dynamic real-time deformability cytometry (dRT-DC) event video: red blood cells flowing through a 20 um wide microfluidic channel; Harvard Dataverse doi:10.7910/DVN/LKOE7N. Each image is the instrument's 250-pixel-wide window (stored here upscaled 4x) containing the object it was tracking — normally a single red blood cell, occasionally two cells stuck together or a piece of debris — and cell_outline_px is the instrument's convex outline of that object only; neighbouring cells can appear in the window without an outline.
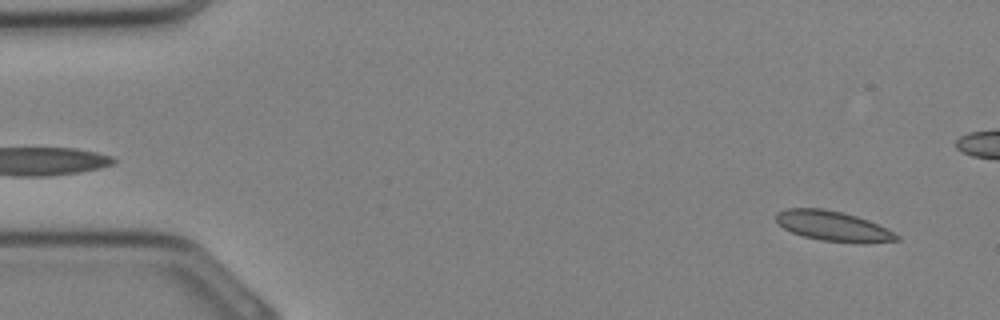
{"species": "Egyptian fruit bat (a non-hibernating species)", "species_latin": "Rousettus aegyptiacus", "temperature_condition": "cold", "stored_images_in_passage": 33, "camera_frame_rate_fps": 3000, "um_per_image_px": 0.085, "animal": {"sex": "female"}, "frame": {"image": 1, "passage_image": 2, "time_ms": 0.333, "image_size_px": [1000, 320], "cell_outline_px": [[900, 240], [820, 240], [804, 236], [792, 232], [776, 224], [776, 212], [788, 208], [824, 208], [856, 216], [868, 220], [900, 236]], "centroid_in_image_um": [70.65, 19.15], "position_along_channel_um": 14.4, "area_um2": 19.94}}
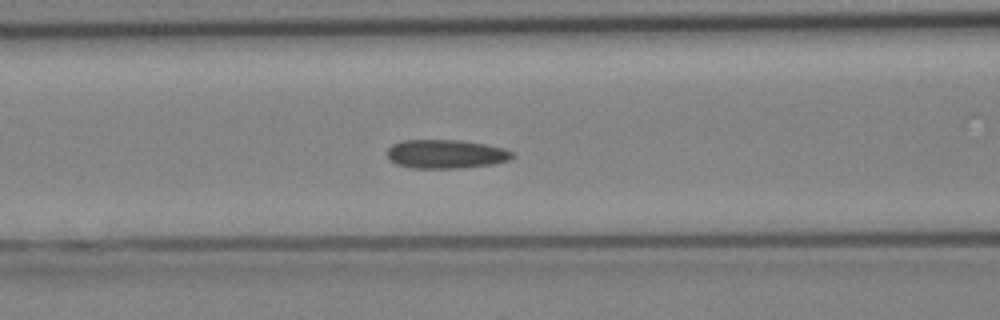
{"frame": {"image": 2, "passage_image": 13, "time_ms": 4.0, "image_size_px": [1000, 320], "cell_outline_px": [[512, 156], [508, 160], [492, 164], [460, 168], [412, 168], [396, 164], [388, 156], [388, 148], [392, 144], [404, 140], [460, 140], [484, 144], [504, 148], [512, 152]], "centroid_in_image_um": [37.88, 13.09], "position_along_channel_um": 128.7, "area_um2": 20.81}}
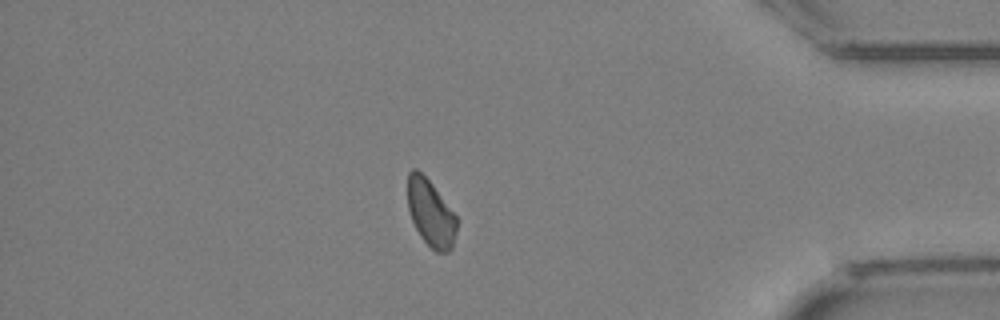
{"frame": {"image": 3, "passage_image": 28, "time_ms": 9.0, "image_size_px": [1000, 320], "cell_outline_px": [[456, 232], [452, 248], [448, 252], [436, 252], [420, 236], [412, 220], [408, 208], [408, 172], [412, 168], [416, 168], [432, 184], [456, 216]], "centroid_in_image_um": [36.6, 18.12], "position_along_channel_um": 398.6, "area_um2": 18.79}}